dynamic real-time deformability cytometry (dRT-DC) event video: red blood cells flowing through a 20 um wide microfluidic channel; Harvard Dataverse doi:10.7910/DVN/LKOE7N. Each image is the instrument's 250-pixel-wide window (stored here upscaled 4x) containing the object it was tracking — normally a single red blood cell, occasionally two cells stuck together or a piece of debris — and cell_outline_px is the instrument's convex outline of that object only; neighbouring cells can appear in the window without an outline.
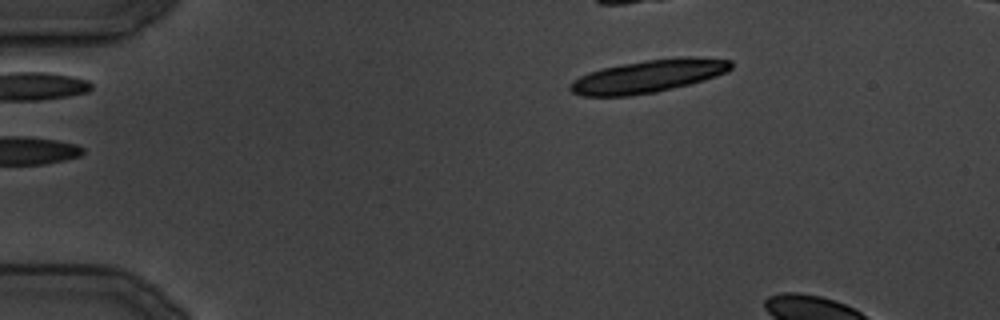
{"species": "common noctule bat (a hibernating species)", "species_latin": "Nyctalus noctula", "temperature_condition": "cold", "stored_images_in_passage": 6, "camera_frame_rate_fps": 3000, "um_per_image_px": 0.085, "animal": {"sex": "male", "body_mass_g": 19.5, "forearm_length_mm": 54.6}, "frame": {"image": 1, "passage_image": 1, "time_ms": 0.0, "image_size_px": [1000, 320], "cell_outline_px": [[732, 68], [728, 72], [704, 80], [656, 92], [628, 96], [580, 96], [572, 92], [568, 88], [568, 84], [572, 80], [588, 72], [604, 68], [624, 64], [648, 60], [684, 56], [688, 56], [732, 60]], "centroid_in_image_um": [55.09, 6.48], "position_along_channel_um": 29.9, "area_um2": 30.69}}